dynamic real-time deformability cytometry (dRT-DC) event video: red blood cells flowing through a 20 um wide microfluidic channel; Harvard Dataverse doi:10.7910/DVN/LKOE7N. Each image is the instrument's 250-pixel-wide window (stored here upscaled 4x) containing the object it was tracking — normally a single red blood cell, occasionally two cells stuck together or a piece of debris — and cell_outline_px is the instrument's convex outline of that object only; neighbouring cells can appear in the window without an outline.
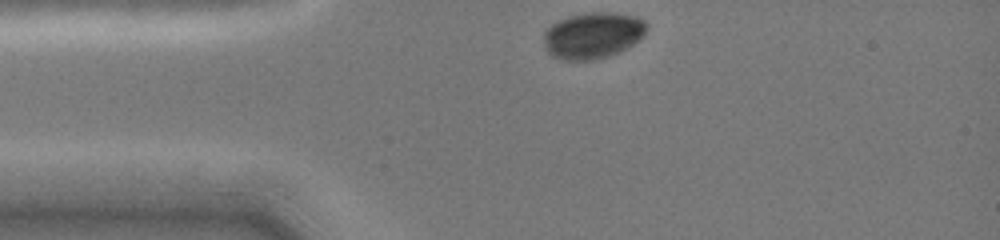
{"species": "common noctule bat (a hibernating species)", "species_latin": "Nyctalus noctula", "temperature_condition": "cold", "stored_images_in_passage": 31, "camera_frame_rate_fps": 3000, "um_per_image_px": 0.085, "animal": {"sex": "female", "body_mass_g": 19.0, "forearm_length_mm": 51.5}, "frame": {"image": 1, "passage_image": 1, "time_ms": 0.0, "image_size_px": [1000, 240], "cell_outline_px": [[648, 28], [644, 36], [640, 40], [620, 52], [608, 56], [592, 60], [560, 60], [552, 56], [544, 48], [544, 32], [552, 24], [568, 16], [592, 12], [612, 12], [636, 16], [644, 20], [648, 24]], "centroid_in_image_um": [50.42, 3.01], "position_along_channel_um": 34.6, "area_um2": 28.09}}
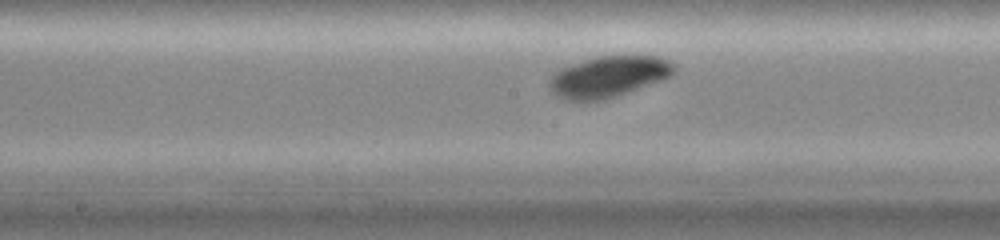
{"frame": {"image": 2, "passage_image": 15, "time_ms": 4.667, "image_size_px": [1000, 240], "cell_outline_px": [[676, 72], [660, 80], [616, 96], [604, 100], [564, 100], [556, 96], [548, 88], [548, 80], [556, 72], [564, 68], [600, 56], [652, 56], [676, 64]], "centroid_in_image_um": [51.7, 6.54], "position_along_channel_um": 196.5, "area_um2": 29.13}}
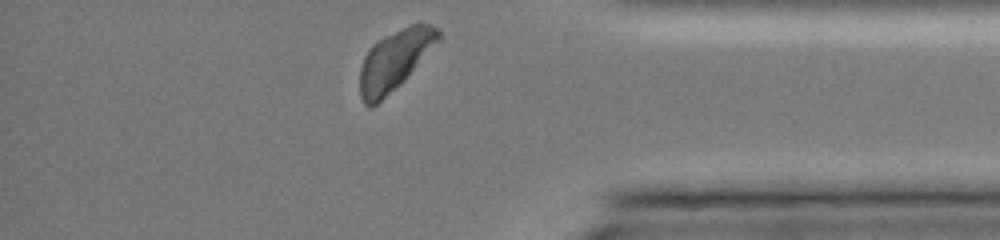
{"frame": {"image": 3, "passage_image": 31, "time_ms": 10.0, "image_size_px": [1000, 240], "cell_outline_px": [[444, 36], [404, 80], [372, 108], [368, 108], [364, 104], [360, 96], [360, 68], [364, 56], [368, 48], [372, 44], [384, 36], [408, 24], [420, 20], [436, 28]], "centroid_in_image_um": [33.56, 5.07], "position_along_channel_um": 401.6, "area_um2": 27.74}}